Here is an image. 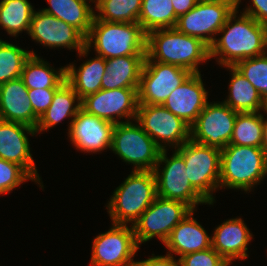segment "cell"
<instances>
[{
	"label": "cell",
	"instance_id": "30bf717a",
	"mask_svg": "<svg viewBox=\"0 0 267 266\" xmlns=\"http://www.w3.org/2000/svg\"><path fill=\"white\" fill-rule=\"evenodd\" d=\"M136 122L162 150L168 145L177 149L190 140L191 126L163 105L139 104Z\"/></svg>",
	"mask_w": 267,
	"mask_h": 266
},
{
	"label": "cell",
	"instance_id": "7c38bea8",
	"mask_svg": "<svg viewBox=\"0 0 267 266\" xmlns=\"http://www.w3.org/2000/svg\"><path fill=\"white\" fill-rule=\"evenodd\" d=\"M91 266H135L134 257L139 249L134 230L127 225L113 224L92 242Z\"/></svg>",
	"mask_w": 267,
	"mask_h": 266
},
{
	"label": "cell",
	"instance_id": "5bb4252c",
	"mask_svg": "<svg viewBox=\"0 0 267 266\" xmlns=\"http://www.w3.org/2000/svg\"><path fill=\"white\" fill-rule=\"evenodd\" d=\"M239 112L223 102H208L190 128V139L196 143L225 148L231 140Z\"/></svg>",
	"mask_w": 267,
	"mask_h": 266
},
{
	"label": "cell",
	"instance_id": "44dd1931",
	"mask_svg": "<svg viewBox=\"0 0 267 266\" xmlns=\"http://www.w3.org/2000/svg\"><path fill=\"white\" fill-rule=\"evenodd\" d=\"M241 218H232L219 225L212 237V248L227 262L245 260L252 233Z\"/></svg>",
	"mask_w": 267,
	"mask_h": 266
},
{
	"label": "cell",
	"instance_id": "f35d334b",
	"mask_svg": "<svg viewBox=\"0 0 267 266\" xmlns=\"http://www.w3.org/2000/svg\"><path fill=\"white\" fill-rule=\"evenodd\" d=\"M135 266H181L180 260H176L173 255L166 254V256H152L142 261H136Z\"/></svg>",
	"mask_w": 267,
	"mask_h": 266
},
{
	"label": "cell",
	"instance_id": "ba28073f",
	"mask_svg": "<svg viewBox=\"0 0 267 266\" xmlns=\"http://www.w3.org/2000/svg\"><path fill=\"white\" fill-rule=\"evenodd\" d=\"M167 150L161 151L153 170L156 178L157 196L182 201L193 210L199 204L212 205L189 182L183 157L175 150L168 158ZM162 164L163 167L160 166ZM159 167L163 169L161 170Z\"/></svg>",
	"mask_w": 267,
	"mask_h": 266
},
{
	"label": "cell",
	"instance_id": "5b68a950",
	"mask_svg": "<svg viewBox=\"0 0 267 266\" xmlns=\"http://www.w3.org/2000/svg\"><path fill=\"white\" fill-rule=\"evenodd\" d=\"M157 197L153 171H131L113 192L107 209L113 224L133 225Z\"/></svg>",
	"mask_w": 267,
	"mask_h": 266
},
{
	"label": "cell",
	"instance_id": "4fadbf2b",
	"mask_svg": "<svg viewBox=\"0 0 267 266\" xmlns=\"http://www.w3.org/2000/svg\"><path fill=\"white\" fill-rule=\"evenodd\" d=\"M235 9L232 4L198 1L194 8L178 17L175 28L181 33L202 40L210 47L216 39L215 35Z\"/></svg>",
	"mask_w": 267,
	"mask_h": 266
},
{
	"label": "cell",
	"instance_id": "60d3db41",
	"mask_svg": "<svg viewBox=\"0 0 267 266\" xmlns=\"http://www.w3.org/2000/svg\"><path fill=\"white\" fill-rule=\"evenodd\" d=\"M199 1H210V2H221L232 4L236 9H238L241 0H199Z\"/></svg>",
	"mask_w": 267,
	"mask_h": 266
},
{
	"label": "cell",
	"instance_id": "603a6c76",
	"mask_svg": "<svg viewBox=\"0 0 267 266\" xmlns=\"http://www.w3.org/2000/svg\"><path fill=\"white\" fill-rule=\"evenodd\" d=\"M146 55H128L106 60L101 89L138 88Z\"/></svg>",
	"mask_w": 267,
	"mask_h": 266
},
{
	"label": "cell",
	"instance_id": "8992f818",
	"mask_svg": "<svg viewBox=\"0 0 267 266\" xmlns=\"http://www.w3.org/2000/svg\"><path fill=\"white\" fill-rule=\"evenodd\" d=\"M132 122L114 125L111 150L126 164L134 165L133 171H153L162 149L136 120Z\"/></svg>",
	"mask_w": 267,
	"mask_h": 266
},
{
	"label": "cell",
	"instance_id": "3957f363",
	"mask_svg": "<svg viewBox=\"0 0 267 266\" xmlns=\"http://www.w3.org/2000/svg\"><path fill=\"white\" fill-rule=\"evenodd\" d=\"M146 42L147 34L139 23L106 22L94 16L85 38V47L89 50L94 47L97 56L107 60L128 55H146Z\"/></svg>",
	"mask_w": 267,
	"mask_h": 266
},
{
	"label": "cell",
	"instance_id": "836d02e7",
	"mask_svg": "<svg viewBox=\"0 0 267 266\" xmlns=\"http://www.w3.org/2000/svg\"><path fill=\"white\" fill-rule=\"evenodd\" d=\"M234 67L260 93L267 102V52L265 54L239 61Z\"/></svg>",
	"mask_w": 267,
	"mask_h": 266
},
{
	"label": "cell",
	"instance_id": "83f0119b",
	"mask_svg": "<svg viewBox=\"0 0 267 266\" xmlns=\"http://www.w3.org/2000/svg\"><path fill=\"white\" fill-rule=\"evenodd\" d=\"M28 89L59 88L65 81V67L53 69L38 55H30L25 61L20 77Z\"/></svg>",
	"mask_w": 267,
	"mask_h": 266
},
{
	"label": "cell",
	"instance_id": "ab89813d",
	"mask_svg": "<svg viewBox=\"0 0 267 266\" xmlns=\"http://www.w3.org/2000/svg\"><path fill=\"white\" fill-rule=\"evenodd\" d=\"M198 1L199 0H172L175 15L179 17L180 15L186 14L195 7Z\"/></svg>",
	"mask_w": 267,
	"mask_h": 266
},
{
	"label": "cell",
	"instance_id": "52a82bcc",
	"mask_svg": "<svg viewBox=\"0 0 267 266\" xmlns=\"http://www.w3.org/2000/svg\"><path fill=\"white\" fill-rule=\"evenodd\" d=\"M184 159L188 180L210 203L213 191L219 188L221 149L196 143L191 139L175 149Z\"/></svg>",
	"mask_w": 267,
	"mask_h": 266
},
{
	"label": "cell",
	"instance_id": "d4e9b609",
	"mask_svg": "<svg viewBox=\"0 0 267 266\" xmlns=\"http://www.w3.org/2000/svg\"><path fill=\"white\" fill-rule=\"evenodd\" d=\"M77 102V103H75ZM76 104V105H75ZM81 99L74 89L65 81L54 93L52 103L46 112L39 118L37 133L49 130L66 117L71 123L78 111L82 108Z\"/></svg>",
	"mask_w": 267,
	"mask_h": 266
},
{
	"label": "cell",
	"instance_id": "2e32d148",
	"mask_svg": "<svg viewBox=\"0 0 267 266\" xmlns=\"http://www.w3.org/2000/svg\"><path fill=\"white\" fill-rule=\"evenodd\" d=\"M28 34L34 41L51 49H75L81 57L89 53L85 37L76 28L42 10L33 12Z\"/></svg>",
	"mask_w": 267,
	"mask_h": 266
},
{
	"label": "cell",
	"instance_id": "74e56055",
	"mask_svg": "<svg viewBox=\"0 0 267 266\" xmlns=\"http://www.w3.org/2000/svg\"><path fill=\"white\" fill-rule=\"evenodd\" d=\"M251 2L252 4L243 13L252 16L261 25L267 27V0H252Z\"/></svg>",
	"mask_w": 267,
	"mask_h": 266
},
{
	"label": "cell",
	"instance_id": "7a4b0ae2",
	"mask_svg": "<svg viewBox=\"0 0 267 266\" xmlns=\"http://www.w3.org/2000/svg\"><path fill=\"white\" fill-rule=\"evenodd\" d=\"M145 60L173 64L191 73H200L198 65L210 60V47L175 27L158 29L147 34Z\"/></svg>",
	"mask_w": 267,
	"mask_h": 266
},
{
	"label": "cell",
	"instance_id": "7402d4cb",
	"mask_svg": "<svg viewBox=\"0 0 267 266\" xmlns=\"http://www.w3.org/2000/svg\"><path fill=\"white\" fill-rule=\"evenodd\" d=\"M192 210L171 231L170 236L164 243L169 250L168 254H177L179 258L190 253L203 251L212 247V237L193 217Z\"/></svg>",
	"mask_w": 267,
	"mask_h": 266
},
{
	"label": "cell",
	"instance_id": "8d00e7d4",
	"mask_svg": "<svg viewBox=\"0 0 267 266\" xmlns=\"http://www.w3.org/2000/svg\"><path fill=\"white\" fill-rule=\"evenodd\" d=\"M58 88L28 89V98L35 113L39 119L46 112L53 100L55 91Z\"/></svg>",
	"mask_w": 267,
	"mask_h": 266
},
{
	"label": "cell",
	"instance_id": "f546056e",
	"mask_svg": "<svg viewBox=\"0 0 267 266\" xmlns=\"http://www.w3.org/2000/svg\"><path fill=\"white\" fill-rule=\"evenodd\" d=\"M264 116L261 112L238 113L229 144L263 147Z\"/></svg>",
	"mask_w": 267,
	"mask_h": 266
},
{
	"label": "cell",
	"instance_id": "484cf974",
	"mask_svg": "<svg viewBox=\"0 0 267 266\" xmlns=\"http://www.w3.org/2000/svg\"><path fill=\"white\" fill-rule=\"evenodd\" d=\"M49 8L43 12L55 16L57 19L76 28L85 38L89 34L95 16L94 9L89 2L94 0H47ZM88 1V3H87Z\"/></svg>",
	"mask_w": 267,
	"mask_h": 266
},
{
	"label": "cell",
	"instance_id": "e575fe53",
	"mask_svg": "<svg viewBox=\"0 0 267 266\" xmlns=\"http://www.w3.org/2000/svg\"><path fill=\"white\" fill-rule=\"evenodd\" d=\"M34 178L20 165L0 158V194H6Z\"/></svg>",
	"mask_w": 267,
	"mask_h": 266
},
{
	"label": "cell",
	"instance_id": "1f68e13d",
	"mask_svg": "<svg viewBox=\"0 0 267 266\" xmlns=\"http://www.w3.org/2000/svg\"><path fill=\"white\" fill-rule=\"evenodd\" d=\"M98 20L115 23H138L142 0H94Z\"/></svg>",
	"mask_w": 267,
	"mask_h": 266
},
{
	"label": "cell",
	"instance_id": "ffe728a7",
	"mask_svg": "<svg viewBox=\"0 0 267 266\" xmlns=\"http://www.w3.org/2000/svg\"><path fill=\"white\" fill-rule=\"evenodd\" d=\"M0 119L36 128L35 116L28 98V88L21 78L0 84Z\"/></svg>",
	"mask_w": 267,
	"mask_h": 266
},
{
	"label": "cell",
	"instance_id": "ee69618b",
	"mask_svg": "<svg viewBox=\"0 0 267 266\" xmlns=\"http://www.w3.org/2000/svg\"><path fill=\"white\" fill-rule=\"evenodd\" d=\"M264 113L267 114V102H266V108L264 110Z\"/></svg>",
	"mask_w": 267,
	"mask_h": 266
},
{
	"label": "cell",
	"instance_id": "277c9868",
	"mask_svg": "<svg viewBox=\"0 0 267 266\" xmlns=\"http://www.w3.org/2000/svg\"><path fill=\"white\" fill-rule=\"evenodd\" d=\"M267 175V152L263 147L228 144L221 149L219 188L251 191Z\"/></svg>",
	"mask_w": 267,
	"mask_h": 266
},
{
	"label": "cell",
	"instance_id": "d6a6232c",
	"mask_svg": "<svg viewBox=\"0 0 267 266\" xmlns=\"http://www.w3.org/2000/svg\"><path fill=\"white\" fill-rule=\"evenodd\" d=\"M30 55L35 53L0 39V84L20 78Z\"/></svg>",
	"mask_w": 267,
	"mask_h": 266
},
{
	"label": "cell",
	"instance_id": "e0dca14e",
	"mask_svg": "<svg viewBox=\"0 0 267 266\" xmlns=\"http://www.w3.org/2000/svg\"><path fill=\"white\" fill-rule=\"evenodd\" d=\"M114 123L87 113L82 108L72 123H69L68 137L76 149L97 153L111 149Z\"/></svg>",
	"mask_w": 267,
	"mask_h": 266
},
{
	"label": "cell",
	"instance_id": "9c48e42d",
	"mask_svg": "<svg viewBox=\"0 0 267 266\" xmlns=\"http://www.w3.org/2000/svg\"><path fill=\"white\" fill-rule=\"evenodd\" d=\"M192 210L189 205L182 201L157 196L132 225L137 244L140 245L154 237L165 243L173 228Z\"/></svg>",
	"mask_w": 267,
	"mask_h": 266
},
{
	"label": "cell",
	"instance_id": "9a60e30c",
	"mask_svg": "<svg viewBox=\"0 0 267 266\" xmlns=\"http://www.w3.org/2000/svg\"><path fill=\"white\" fill-rule=\"evenodd\" d=\"M81 103L87 113L114 124L129 122L131 118L135 121L139 105L138 88L101 89L83 98ZM119 118H126V121H119Z\"/></svg>",
	"mask_w": 267,
	"mask_h": 266
},
{
	"label": "cell",
	"instance_id": "b9f144b4",
	"mask_svg": "<svg viewBox=\"0 0 267 266\" xmlns=\"http://www.w3.org/2000/svg\"><path fill=\"white\" fill-rule=\"evenodd\" d=\"M263 148L267 152V119L264 118V143Z\"/></svg>",
	"mask_w": 267,
	"mask_h": 266
},
{
	"label": "cell",
	"instance_id": "cb8c5ba5",
	"mask_svg": "<svg viewBox=\"0 0 267 266\" xmlns=\"http://www.w3.org/2000/svg\"><path fill=\"white\" fill-rule=\"evenodd\" d=\"M106 59L100 56L86 60L76 69L74 64L65 66L66 82L82 100L101 90L102 77L105 74Z\"/></svg>",
	"mask_w": 267,
	"mask_h": 266
},
{
	"label": "cell",
	"instance_id": "8fae6325",
	"mask_svg": "<svg viewBox=\"0 0 267 266\" xmlns=\"http://www.w3.org/2000/svg\"><path fill=\"white\" fill-rule=\"evenodd\" d=\"M192 73L180 66L144 60L138 87L140 105H163Z\"/></svg>",
	"mask_w": 267,
	"mask_h": 266
},
{
	"label": "cell",
	"instance_id": "6da1fadb",
	"mask_svg": "<svg viewBox=\"0 0 267 266\" xmlns=\"http://www.w3.org/2000/svg\"><path fill=\"white\" fill-rule=\"evenodd\" d=\"M237 13L235 9L227 18L218 32L222 36L210 46V59L217 57L221 66H234L241 60L267 52V27L252 16L242 13L238 17Z\"/></svg>",
	"mask_w": 267,
	"mask_h": 266
},
{
	"label": "cell",
	"instance_id": "d590c367",
	"mask_svg": "<svg viewBox=\"0 0 267 266\" xmlns=\"http://www.w3.org/2000/svg\"><path fill=\"white\" fill-rule=\"evenodd\" d=\"M181 266H223L226 260L212 247L179 258Z\"/></svg>",
	"mask_w": 267,
	"mask_h": 266
},
{
	"label": "cell",
	"instance_id": "4dcf8cb0",
	"mask_svg": "<svg viewBox=\"0 0 267 266\" xmlns=\"http://www.w3.org/2000/svg\"><path fill=\"white\" fill-rule=\"evenodd\" d=\"M34 11L28 0H1L0 27L15 37L22 31L28 33Z\"/></svg>",
	"mask_w": 267,
	"mask_h": 266
},
{
	"label": "cell",
	"instance_id": "7bdbcfd3",
	"mask_svg": "<svg viewBox=\"0 0 267 266\" xmlns=\"http://www.w3.org/2000/svg\"><path fill=\"white\" fill-rule=\"evenodd\" d=\"M229 264H232V262H227L223 266H230Z\"/></svg>",
	"mask_w": 267,
	"mask_h": 266
},
{
	"label": "cell",
	"instance_id": "4316f807",
	"mask_svg": "<svg viewBox=\"0 0 267 266\" xmlns=\"http://www.w3.org/2000/svg\"><path fill=\"white\" fill-rule=\"evenodd\" d=\"M232 73L229 83V95L223 103L239 113L260 112L266 108V103L260 93L234 66H227Z\"/></svg>",
	"mask_w": 267,
	"mask_h": 266
},
{
	"label": "cell",
	"instance_id": "ac0fdd59",
	"mask_svg": "<svg viewBox=\"0 0 267 266\" xmlns=\"http://www.w3.org/2000/svg\"><path fill=\"white\" fill-rule=\"evenodd\" d=\"M25 132L32 136L37 133L30 126L0 119V158L22 166L34 178V182L43 188Z\"/></svg>",
	"mask_w": 267,
	"mask_h": 266
},
{
	"label": "cell",
	"instance_id": "d6986e66",
	"mask_svg": "<svg viewBox=\"0 0 267 266\" xmlns=\"http://www.w3.org/2000/svg\"><path fill=\"white\" fill-rule=\"evenodd\" d=\"M208 92L200 73H192L163 103L177 117L192 125L208 103Z\"/></svg>",
	"mask_w": 267,
	"mask_h": 266
},
{
	"label": "cell",
	"instance_id": "f1b7e54d",
	"mask_svg": "<svg viewBox=\"0 0 267 266\" xmlns=\"http://www.w3.org/2000/svg\"><path fill=\"white\" fill-rule=\"evenodd\" d=\"M177 19L172 0H142L138 23L146 34L158 29L174 28Z\"/></svg>",
	"mask_w": 267,
	"mask_h": 266
}]
</instances>
